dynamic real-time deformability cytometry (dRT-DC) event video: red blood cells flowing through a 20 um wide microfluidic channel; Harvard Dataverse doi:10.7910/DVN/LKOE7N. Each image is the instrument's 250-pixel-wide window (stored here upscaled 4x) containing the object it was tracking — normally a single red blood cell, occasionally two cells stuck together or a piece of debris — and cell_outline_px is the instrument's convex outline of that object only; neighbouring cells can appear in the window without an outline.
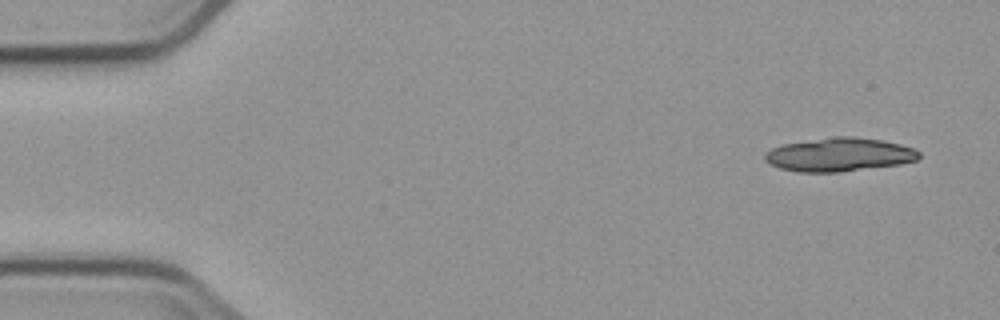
{"species": "common noctule bat (a hibernating species)", "species_latin": "Nyctalus noctula", "temperature_condition": "cold", "stored_images_in_passage": 5, "camera_frame_rate_fps": 3000, "um_per_image_px": 0.085, "animal": {"sex": "male", "body_mass_g": 23.1, "forearm_length_mm": 52.7}, "frame": {"image": 1, "passage_image": 1, "time_ms": 0.0, "image_size_px": [1000, 320], "cell_outline_px": [[920, 156], [916, 160], [900, 164], [840, 172], [796, 172], [780, 168], [768, 164], [764, 160], [764, 152], [772, 148], [784, 144], [832, 136], [852, 136], [880, 140], [900, 144], [912, 148], [920, 152]], "centroid_in_image_um": [71.29, 13.15], "position_along_channel_um": 13.7, "area_um2": 30.23}}
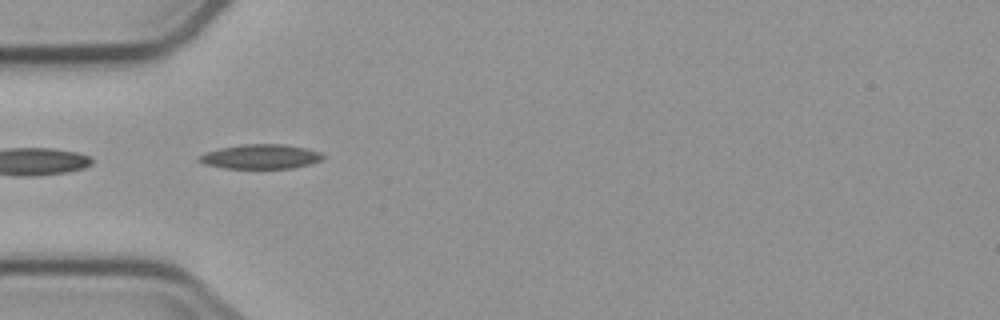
{"frame": {"image": 2, "passage_image": 5, "time_ms": 4.667, "image_size_px": [1000, 320], "cell_outline_px": [[324, 156], [320, 160], [308, 164], [292, 168], [224, 168], [204, 164], [196, 160], [200, 156], [208, 152], [220, 148], [244, 144], [280, 144], [304, 148], [320, 152]], "centroid_in_image_um": [22.12, 13.31], "position_along_channel_um": 62.9, "area_um2": 17.34}}